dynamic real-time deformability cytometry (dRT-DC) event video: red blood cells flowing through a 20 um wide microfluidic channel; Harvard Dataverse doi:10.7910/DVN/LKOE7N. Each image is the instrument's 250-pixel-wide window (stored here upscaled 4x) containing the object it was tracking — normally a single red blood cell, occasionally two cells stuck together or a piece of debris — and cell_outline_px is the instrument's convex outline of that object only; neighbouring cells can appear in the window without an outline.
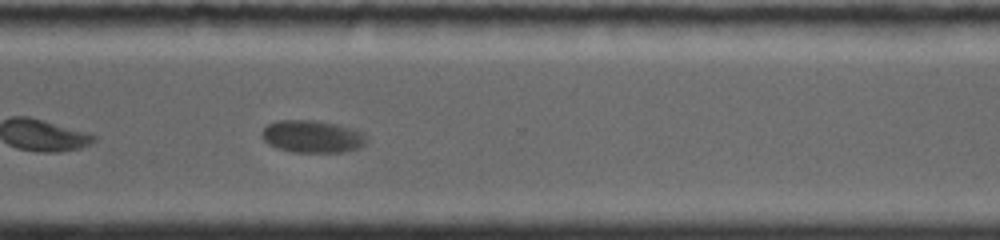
{"species": "common noctule bat (a hibernating species)", "species_latin": "Nyctalus noctula", "temperature_condition": "room temperature", "stored_images_in_passage": 52, "camera_frame_rate_fps": 4000, "um_per_image_px": 0.085, "animal": {"sex": "female", "body_mass_g": 19.0, "forearm_length_mm": 56.7}, "frame": {"image": 1, "passage_image": 36, "time_ms": 7.75, "image_size_px": [1000, 240], "cell_outline_px": [[368, 140], [360, 148], [344, 152], [292, 152], [276, 148], [268, 144], [264, 140], [264, 128], [268, 124], [276, 120], [312, 120], [336, 124], [352, 128], [364, 132], [368, 136]], "centroid_in_image_um": [26.6, 11.61], "position_along_channel_um": 344.0, "area_um2": 19.88}}